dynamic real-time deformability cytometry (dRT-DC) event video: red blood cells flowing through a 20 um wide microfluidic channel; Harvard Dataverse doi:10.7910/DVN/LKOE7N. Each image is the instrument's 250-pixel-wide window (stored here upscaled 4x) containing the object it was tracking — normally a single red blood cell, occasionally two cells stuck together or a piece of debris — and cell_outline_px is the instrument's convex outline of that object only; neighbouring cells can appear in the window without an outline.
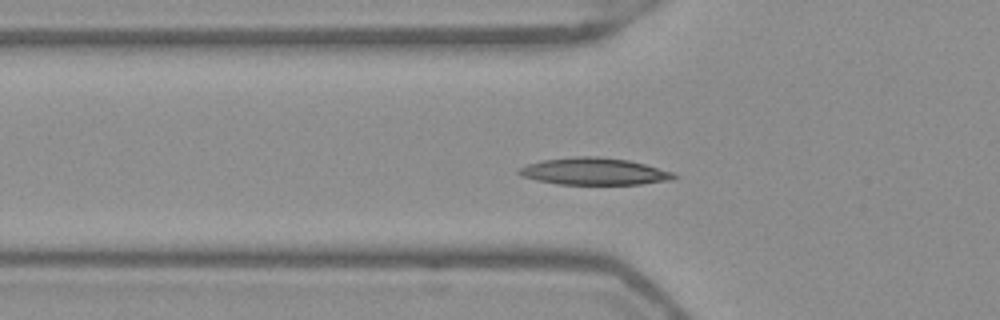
{"species": "Egyptian fruit bat (a non-hibernating species)", "species_latin": "Rousettus aegyptiacus", "temperature_condition": "warm", "stored_images_in_passage": 42, "camera_frame_rate_fps": 3000, "um_per_image_px": 0.085, "frame": {"image": 1, "passage_image": 7, "time_ms": 2.0, "image_size_px": [1000, 320], "cell_outline_px": [[680, 176], [672, 180], [640, 184], [556, 184], [536, 180], [520, 176], [516, 172], [516, 168], [540, 160], [572, 156], [600, 156], [628, 160], [644, 164], [672, 172]], "centroid_in_image_um": [50.44, 14.56], "position_along_channel_um": 75.4, "area_um2": 24.68}}
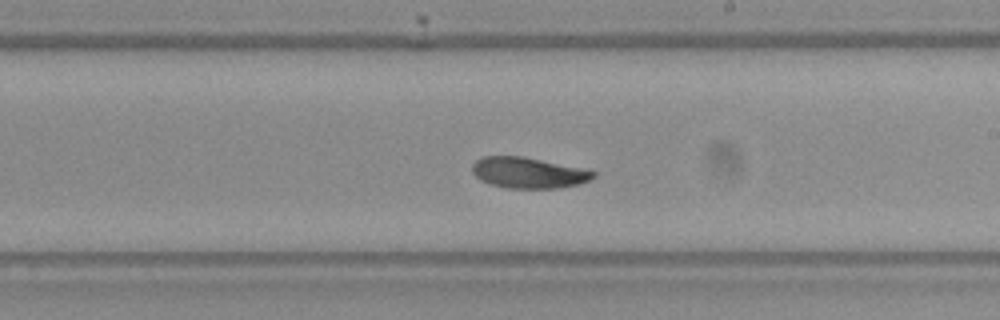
{"frame": {"image": 2, "passage_image": 20, "time_ms": 6.333, "image_size_px": [1000, 320], "cell_outline_px": [[596, 176], [580, 184], [560, 188], [508, 188], [488, 184], [480, 180], [472, 172], [472, 164], [480, 156], [524, 156], [580, 168], [596, 172]], "centroid_in_image_um": [44.87, 14.68], "position_along_channel_um": 244.1, "area_um2": 21.85}}
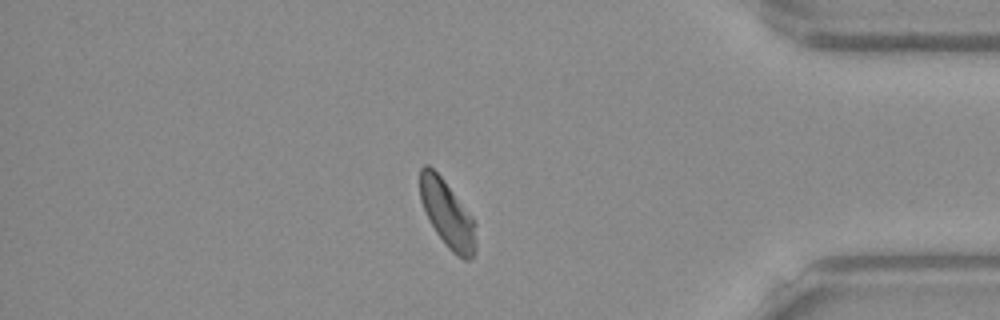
{"frame": {"image": 3, "passage_image": 34, "time_ms": 11.0, "image_size_px": [1000, 320], "cell_outline_px": [[476, 248], [472, 256], [468, 260], [464, 260], [456, 256], [444, 244], [428, 220], [420, 200], [420, 168], [424, 164], [428, 164], [444, 180], [472, 216], [476, 224]], "centroid_in_image_um": [38.02, 18.21], "position_along_channel_um": 397.2, "area_um2": 21.96}, "authors_computed_cell_mechanics": {"area_um2": 22.253, "velocity_mm_per_s": 3.8856, "shape_relaxation_time_tau1_ms": 4.1965, "shape_relaxation_time_tau2_ms": null, "deformation_change_tau1": 0.1285, "deformation_change_tau2": null}}